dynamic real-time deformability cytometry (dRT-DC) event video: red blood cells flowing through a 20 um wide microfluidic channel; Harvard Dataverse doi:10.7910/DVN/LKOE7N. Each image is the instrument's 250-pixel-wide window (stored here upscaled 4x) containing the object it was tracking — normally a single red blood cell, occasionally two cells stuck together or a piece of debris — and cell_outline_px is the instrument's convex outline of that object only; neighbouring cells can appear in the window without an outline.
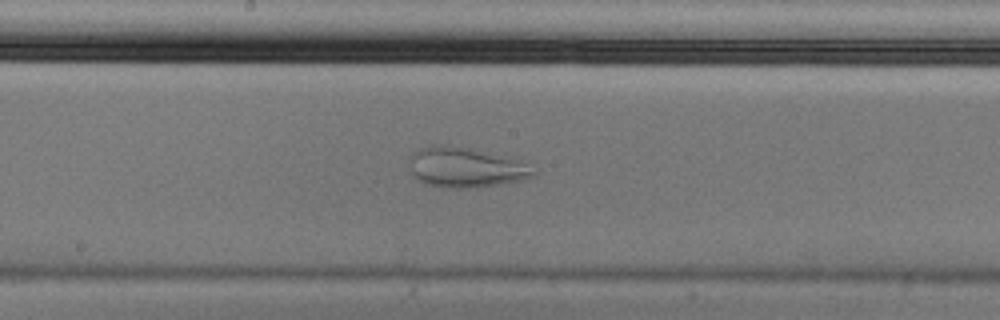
{"species": "Egyptian fruit bat (a non-hibernating species)", "species_latin": "Rousettus aegyptiacus", "temperature_condition": "cold", "stored_images_in_passage": 45, "camera_frame_rate_fps": 3000, "um_per_image_px": 0.085, "animal": {"sex": "male"}, "frame": {"image": 1, "passage_image": 20, "time_ms": 6.333, "image_size_px": [1000, 320], "cell_outline_px": [[540, 172], [524, 180], [476, 188], [452, 188], [424, 184], [412, 172], [412, 156], [420, 148], [432, 144], [440, 144], [472, 148], [512, 160], [524, 164]], "centroid_in_image_um": [39.59, 14.25], "position_along_channel_um": 208.6, "area_um2": 28.32}}